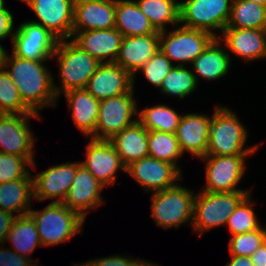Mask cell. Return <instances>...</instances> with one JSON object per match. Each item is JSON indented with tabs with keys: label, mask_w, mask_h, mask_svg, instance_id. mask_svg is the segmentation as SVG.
Segmentation results:
<instances>
[{
	"label": "cell",
	"mask_w": 266,
	"mask_h": 266,
	"mask_svg": "<svg viewBox=\"0 0 266 266\" xmlns=\"http://www.w3.org/2000/svg\"><path fill=\"white\" fill-rule=\"evenodd\" d=\"M115 28L124 37L160 34L135 0H116Z\"/></svg>",
	"instance_id": "27"
},
{
	"label": "cell",
	"mask_w": 266,
	"mask_h": 266,
	"mask_svg": "<svg viewBox=\"0 0 266 266\" xmlns=\"http://www.w3.org/2000/svg\"><path fill=\"white\" fill-rule=\"evenodd\" d=\"M42 25L58 40L72 38L74 0H22Z\"/></svg>",
	"instance_id": "14"
},
{
	"label": "cell",
	"mask_w": 266,
	"mask_h": 266,
	"mask_svg": "<svg viewBox=\"0 0 266 266\" xmlns=\"http://www.w3.org/2000/svg\"><path fill=\"white\" fill-rule=\"evenodd\" d=\"M252 155L210 156L199 158L205 161V186L202 191L209 192H234L251 191L239 189L237 185L246 173V158Z\"/></svg>",
	"instance_id": "11"
},
{
	"label": "cell",
	"mask_w": 266,
	"mask_h": 266,
	"mask_svg": "<svg viewBox=\"0 0 266 266\" xmlns=\"http://www.w3.org/2000/svg\"><path fill=\"white\" fill-rule=\"evenodd\" d=\"M104 188L105 186L80 164L63 204L86 220L91 210L100 207L105 202L101 196Z\"/></svg>",
	"instance_id": "17"
},
{
	"label": "cell",
	"mask_w": 266,
	"mask_h": 266,
	"mask_svg": "<svg viewBox=\"0 0 266 266\" xmlns=\"http://www.w3.org/2000/svg\"><path fill=\"white\" fill-rule=\"evenodd\" d=\"M123 37L112 28L74 32L71 40L100 63H115Z\"/></svg>",
	"instance_id": "22"
},
{
	"label": "cell",
	"mask_w": 266,
	"mask_h": 266,
	"mask_svg": "<svg viewBox=\"0 0 266 266\" xmlns=\"http://www.w3.org/2000/svg\"><path fill=\"white\" fill-rule=\"evenodd\" d=\"M266 226L243 234L232 235L229 239V253L235 256L250 257L257 248L266 242Z\"/></svg>",
	"instance_id": "37"
},
{
	"label": "cell",
	"mask_w": 266,
	"mask_h": 266,
	"mask_svg": "<svg viewBox=\"0 0 266 266\" xmlns=\"http://www.w3.org/2000/svg\"><path fill=\"white\" fill-rule=\"evenodd\" d=\"M197 83L192 68L186 66H174L165 76L160 87V95L178 97L181 100L190 96L197 89Z\"/></svg>",
	"instance_id": "33"
},
{
	"label": "cell",
	"mask_w": 266,
	"mask_h": 266,
	"mask_svg": "<svg viewBox=\"0 0 266 266\" xmlns=\"http://www.w3.org/2000/svg\"><path fill=\"white\" fill-rule=\"evenodd\" d=\"M4 247V244L0 245V266H36L30 259Z\"/></svg>",
	"instance_id": "41"
},
{
	"label": "cell",
	"mask_w": 266,
	"mask_h": 266,
	"mask_svg": "<svg viewBox=\"0 0 266 266\" xmlns=\"http://www.w3.org/2000/svg\"><path fill=\"white\" fill-rule=\"evenodd\" d=\"M253 266H266V242L250 256Z\"/></svg>",
	"instance_id": "44"
},
{
	"label": "cell",
	"mask_w": 266,
	"mask_h": 266,
	"mask_svg": "<svg viewBox=\"0 0 266 266\" xmlns=\"http://www.w3.org/2000/svg\"><path fill=\"white\" fill-rule=\"evenodd\" d=\"M174 66L175 65L159 49V51L153 55L137 73H139V71L142 72L151 85L160 89L165 76Z\"/></svg>",
	"instance_id": "39"
},
{
	"label": "cell",
	"mask_w": 266,
	"mask_h": 266,
	"mask_svg": "<svg viewBox=\"0 0 266 266\" xmlns=\"http://www.w3.org/2000/svg\"><path fill=\"white\" fill-rule=\"evenodd\" d=\"M51 59H57L58 63L61 86L53 81L58 99L67 91L86 88L89 79L101 64L70 39L58 41Z\"/></svg>",
	"instance_id": "3"
},
{
	"label": "cell",
	"mask_w": 266,
	"mask_h": 266,
	"mask_svg": "<svg viewBox=\"0 0 266 266\" xmlns=\"http://www.w3.org/2000/svg\"><path fill=\"white\" fill-rule=\"evenodd\" d=\"M28 165V168H26ZM30 166V167H29ZM32 163L26 157L0 152V183L32 178Z\"/></svg>",
	"instance_id": "38"
},
{
	"label": "cell",
	"mask_w": 266,
	"mask_h": 266,
	"mask_svg": "<svg viewBox=\"0 0 266 266\" xmlns=\"http://www.w3.org/2000/svg\"><path fill=\"white\" fill-rule=\"evenodd\" d=\"M4 52H5V48L0 43V66H1V63H2V60H3Z\"/></svg>",
	"instance_id": "47"
},
{
	"label": "cell",
	"mask_w": 266,
	"mask_h": 266,
	"mask_svg": "<svg viewBox=\"0 0 266 266\" xmlns=\"http://www.w3.org/2000/svg\"><path fill=\"white\" fill-rule=\"evenodd\" d=\"M148 148L150 157L173 164L182 172L177 162L184 154L175 133L148 131Z\"/></svg>",
	"instance_id": "34"
},
{
	"label": "cell",
	"mask_w": 266,
	"mask_h": 266,
	"mask_svg": "<svg viewBox=\"0 0 266 266\" xmlns=\"http://www.w3.org/2000/svg\"><path fill=\"white\" fill-rule=\"evenodd\" d=\"M58 39L42 25L25 21L16 27L12 53L28 60H50Z\"/></svg>",
	"instance_id": "12"
},
{
	"label": "cell",
	"mask_w": 266,
	"mask_h": 266,
	"mask_svg": "<svg viewBox=\"0 0 266 266\" xmlns=\"http://www.w3.org/2000/svg\"><path fill=\"white\" fill-rule=\"evenodd\" d=\"M116 0H74V32L115 28Z\"/></svg>",
	"instance_id": "20"
},
{
	"label": "cell",
	"mask_w": 266,
	"mask_h": 266,
	"mask_svg": "<svg viewBox=\"0 0 266 266\" xmlns=\"http://www.w3.org/2000/svg\"><path fill=\"white\" fill-rule=\"evenodd\" d=\"M63 95L75 126L85 137H90L95 132L100 101L85 88L70 90Z\"/></svg>",
	"instance_id": "25"
},
{
	"label": "cell",
	"mask_w": 266,
	"mask_h": 266,
	"mask_svg": "<svg viewBox=\"0 0 266 266\" xmlns=\"http://www.w3.org/2000/svg\"><path fill=\"white\" fill-rule=\"evenodd\" d=\"M134 94L135 89L117 97L100 100L95 132L89 138L109 141L134 124L138 114L137 98Z\"/></svg>",
	"instance_id": "9"
},
{
	"label": "cell",
	"mask_w": 266,
	"mask_h": 266,
	"mask_svg": "<svg viewBox=\"0 0 266 266\" xmlns=\"http://www.w3.org/2000/svg\"><path fill=\"white\" fill-rule=\"evenodd\" d=\"M218 38L230 57L232 53L246 62L266 58V29L225 28Z\"/></svg>",
	"instance_id": "19"
},
{
	"label": "cell",
	"mask_w": 266,
	"mask_h": 266,
	"mask_svg": "<svg viewBox=\"0 0 266 266\" xmlns=\"http://www.w3.org/2000/svg\"><path fill=\"white\" fill-rule=\"evenodd\" d=\"M8 241L12 244L9 248L31 261L33 260V263L39 266L38 262L34 261L35 259H32L30 254L34 253L36 247H41L42 243L35 221L29 214L16 217L7 234L5 243Z\"/></svg>",
	"instance_id": "29"
},
{
	"label": "cell",
	"mask_w": 266,
	"mask_h": 266,
	"mask_svg": "<svg viewBox=\"0 0 266 266\" xmlns=\"http://www.w3.org/2000/svg\"><path fill=\"white\" fill-rule=\"evenodd\" d=\"M226 266H253V263L250 257L231 255V260Z\"/></svg>",
	"instance_id": "45"
},
{
	"label": "cell",
	"mask_w": 266,
	"mask_h": 266,
	"mask_svg": "<svg viewBox=\"0 0 266 266\" xmlns=\"http://www.w3.org/2000/svg\"><path fill=\"white\" fill-rule=\"evenodd\" d=\"M6 1L5 0H0V11L3 10L6 7Z\"/></svg>",
	"instance_id": "49"
},
{
	"label": "cell",
	"mask_w": 266,
	"mask_h": 266,
	"mask_svg": "<svg viewBox=\"0 0 266 266\" xmlns=\"http://www.w3.org/2000/svg\"><path fill=\"white\" fill-rule=\"evenodd\" d=\"M194 190L179 183L151 194V218L158 227L168 230L193 224Z\"/></svg>",
	"instance_id": "6"
},
{
	"label": "cell",
	"mask_w": 266,
	"mask_h": 266,
	"mask_svg": "<svg viewBox=\"0 0 266 266\" xmlns=\"http://www.w3.org/2000/svg\"><path fill=\"white\" fill-rule=\"evenodd\" d=\"M33 179H19L0 183V210L16 216L28 214L32 208Z\"/></svg>",
	"instance_id": "28"
},
{
	"label": "cell",
	"mask_w": 266,
	"mask_h": 266,
	"mask_svg": "<svg viewBox=\"0 0 266 266\" xmlns=\"http://www.w3.org/2000/svg\"><path fill=\"white\" fill-rule=\"evenodd\" d=\"M13 17L12 12L7 7L0 11V41L10 37L12 42L16 30Z\"/></svg>",
	"instance_id": "42"
},
{
	"label": "cell",
	"mask_w": 266,
	"mask_h": 266,
	"mask_svg": "<svg viewBox=\"0 0 266 266\" xmlns=\"http://www.w3.org/2000/svg\"><path fill=\"white\" fill-rule=\"evenodd\" d=\"M232 1L182 0L179 9V24L209 32L218 38L228 23Z\"/></svg>",
	"instance_id": "8"
},
{
	"label": "cell",
	"mask_w": 266,
	"mask_h": 266,
	"mask_svg": "<svg viewBox=\"0 0 266 266\" xmlns=\"http://www.w3.org/2000/svg\"><path fill=\"white\" fill-rule=\"evenodd\" d=\"M251 197L252 194H248L230 215L226 226L231 236L254 231L262 226L254 212L255 201Z\"/></svg>",
	"instance_id": "35"
},
{
	"label": "cell",
	"mask_w": 266,
	"mask_h": 266,
	"mask_svg": "<svg viewBox=\"0 0 266 266\" xmlns=\"http://www.w3.org/2000/svg\"><path fill=\"white\" fill-rule=\"evenodd\" d=\"M212 116L199 113L182 115L176 130V138L182 153L198 159L206 155Z\"/></svg>",
	"instance_id": "21"
},
{
	"label": "cell",
	"mask_w": 266,
	"mask_h": 266,
	"mask_svg": "<svg viewBox=\"0 0 266 266\" xmlns=\"http://www.w3.org/2000/svg\"><path fill=\"white\" fill-rule=\"evenodd\" d=\"M182 115L169 105L157 104L146 106L143 110L138 108L137 120L148 131L176 133Z\"/></svg>",
	"instance_id": "32"
},
{
	"label": "cell",
	"mask_w": 266,
	"mask_h": 266,
	"mask_svg": "<svg viewBox=\"0 0 266 266\" xmlns=\"http://www.w3.org/2000/svg\"><path fill=\"white\" fill-rule=\"evenodd\" d=\"M248 1L255 2L262 6H266V0H248Z\"/></svg>",
	"instance_id": "48"
},
{
	"label": "cell",
	"mask_w": 266,
	"mask_h": 266,
	"mask_svg": "<svg viewBox=\"0 0 266 266\" xmlns=\"http://www.w3.org/2000/svg\"><path fill=\"white\" fill-rule=\"evenodd\" d=\"M167 31L168 29L159 34V49L175 66H191L216 38L209 32L187 28L180 24L169 30L170 32Z\"/></svg>",
	"instance_id": "7"
},
{
	"label": "cell",
	"mask_w": 266,
	"mask_h": 266,
	"mask_svg": "<svg viewBox=\"0 0 266 266\" xmlns=\"http://www.w3.org/2000/svg\"><path fill=\"white\" fill-rule=\"evenodd\" d=\"M8 54L5 50L1 66L16 85L23 102L37 114L46 107L55 108L58 98L54 76L45 65L49 60H28Z\"/></svg>",
	"instance_id": "1"
},
{
	"label": "cell",
	"mask_w": 266,
	"mask_h": 266,
	"mask_svg": "<svg viewBox=\"0 0 266 266\" xmlns=\"http://www.w3.org/2000/svg\"><path fill=\"white\" fill-rule=\"evenodd\" d=\"M16 217L10 212L0 210V245L5 244L7 234Z\"/></svg>",
	"instance_id": "43"
},
{
	"label": "cell",
	"mask_w": 266,
	"mask_h": 266,
	"mask_svg": "<svg viewBox=\"0 0 266 266\" xmlns=\"http://www.w3.org/2000/svg\"><path fill=\"white\" fill-rule=\"evenodd\" d=\"M250 193L198 191L194 198L192 232L200 237L213 228L226 225L235 208Z\"/></svg>",
	"instance_id": "5"
},
{
	"label": "cell",
	"mask_w": 266,
	"mask_h": 266,
	"mask_svg": "<svg viewBox=\"0 0 266 266\" xmlns=\"http://www.w3.org/2000/svg\"><path fill=\"white\" fill-rule=\"evenodd\" d=\"M139 266H160V265H156L154 262L152 263H150L149 261H146V260H144Z\"/></svg>",
	"instance_id": "46"
},
{
	"label": "cell",
	"mask_w": 266,
	"mask_h": 266,
	"mask_svg": "<svg viewBox=\"0 0 266 266\" xmlns=\"http://www.w3.org/2000/svg\"><path fill=\"white\" fill-rule=\"evenodd\" d=\"M129 257V258H128ZM144 260L133 256L111 255L74 263L73 266H139Z\"/></svg>",
	"instance_id": "40"
},
{
	"label": "cell",
	"mask_w": 266,
	"mask_h": 266,
	"mask_svg": "<svg viewBox=\"0 0 266 266\" xmlns=\"http://www.w3.org/2000/svg\"><path fill=\"white\" fill-rule=\"evenodd\" d=\"M0 113L37 114L23 102L16 85L2 66H0Z\"/></svg>",
	"instance_id": "36"
},
{
	"label": "cell",
	"mask_w": 266,
	"mask_h": 266,
	"mask_svg": "<svg viewBox=\"0 0 266 266\" xmlns=\"http://www.w3.org/2000/svg\"><path fill=\"white\" fill-rule=\"evenodd\" d=\"M80 164L79 161L55 164L32 175L34 199L38 202L52 199L53 203H63Z\"/></svg>",
	"instance_id": "15"
},
{
	"label": "cell",
	"mask_w": 266,
	"mask_h": 266,
	"mask_svg": "<svg viewBox=\"0 0 266 266\" xmlns=\"http://www.w3.org/2000/svg\"><path fill=\"white\" fill-rule=\"evenodd\" d=\"M126 173L150 193L174 187L183 180L182 172L175 165L150 156L132 162L126 167Z\"/></svg>",
	"instance_id": "13"
},
{
	"label": "cell",
	"mask_w": 266,
	"mask_h": 266,
	"mask_svg": "<svg viewBox=\"0 0 266 266\" xmlns=\"http://www.w3.org/2000/svg\"><path fill=\"white\" fill-rule=\"evenodd\" d=\"M134 88L133 77L120 65L101 63L85 89L100 101L132 92Z\"/></svg>",
	"instance_id": "18"
},
{
	"label": "cell",
	"mask_w": 266,
	"mask_h": 266,
	"mask_svg": "<svg viewBox=\"0 0 266 266\" xmlns=\"http://www.w3.org/2000/svg\"><path fill=\"white\" fill-rule=\"evenodd\" d=\"M225 28L266 29V6L248 0H233Z\"/></svg>",
	"instance_id": "31"
},
{
	"label": "cell",
	"mask_w": 266,
	"mask_h": 266,
	"mask_svg": "<svg viewBox=\"0 0 266 266\" xmlns=\"http://www.w3.org/2000/svg\"><path fill=\"white\" fill-rule=\"evenodd\" d=\"M40 114H7L0 113V152L26 157L32 168L36 169L34 158V137L29 128L32 118L42 119Z\"/></svg>",
	"instance_id": "10"
},
{
	"label": "cell",
	"mask_w": 266,
	"mask_h": 266,
	"mask_svg": "<svg viewBox=\"0 0 266 266\" xmlns=\"http://www.w3.org/2000/svg\"><path fill=\"white\" fill-rule=\"evenodd\" d=\"M28 214L35 221L42 246H56L79 234L85 219L63 203L50 202L43 210L30 209Z\"/></svg>",
	"instance_id": "4"
},
{
	"label": "cell",
	"mask_w": 266,
	"mask_h": 266,
	"mask_svg": "<svg viewBox=\"0 0 266 266\" xmlns=\"http://www.w3.org/2000/svg\"><path fill=\"white\" fill-rule=\"evenodd\" d=\"M90 140L85 147L86 159L80 162L105 187L113 186L118 180L116 172L126 173V166L110 141Z\"/></svg>",
	"instance_id": "16"
},
{
	"label": "cell",
	"mask_w": 266,
	"mask_h": 266,
	"mask_svg": "<svg viewBox=\"0 0 266 266\" xmlns=\"http://www.w3.org/2000/svg\"><path fill=\"white\" fill-rule=\"evenodd\" d=\"M213 111L206 155H254L258 151L259 144L245 146L248 130L234 111L223 105Z\"/></svg>",
	"instance_id": "2"
},
{
	"label": "cell",
	"mask_w": 266,
	"mask_h": 266,
	"mask_svg": "<svg viewBox=\"0 0 266 266\" xmlns=\"http://www.w3.org/2000/svg\"><path fill=\"white\" fill-rule=\"evenodd\" d=\"M109 141L126 167L134 161L149 156L148 130L138 120Z\"/></svg>",
	"instance_id": "26"
},
{
	"label": "cell",
	"mask_w": 266,
	"mask_h": 266,
	"mask_svg": "<svg viewBox=\"0 0 266 266\" xmlns=\"http://www.w3.org/2000/svg\"><path fill=\"white\" fill-rule=\"evenodd\" d=\"M158 32L167 30L166 26L179 24L180 3L177 0H135Z\"/></svg>",
	"instance_id": "30"
},
{
	"label": "cell",
	"mask_w": 266,
	"mask_h": 266,
	"mask_svg": "<svg viewBox=\"0 0 266 266\" xmlns=\"http://www.w3.org/2000/svg\"><path fill=\"white\" fill-rule=\"evenodd\" d=\"M223 47H222V46ZM232 58L226 46L215 38L208 47L193 61L191 68L197 83L199 79L209 81L218 80L225 77L231 67Z\"/></svg>",
	"instance_id": "24"
},
{
	"label": "cell",
	"mask_w": 266,
	"mask_h": 266,
	"mask_svg": "<svg viewBox=\"0 0 266 266\" xmlns=\"http://www.w3.org/2000/svg\"><path fill=\"white\" fill-rule=\"evenodd\" d=\"M159 51V34L123 37L115 64L133 77L135 85L138 70Z\"/></svg>",
	"instance_id": "23"
}]
</instances>
